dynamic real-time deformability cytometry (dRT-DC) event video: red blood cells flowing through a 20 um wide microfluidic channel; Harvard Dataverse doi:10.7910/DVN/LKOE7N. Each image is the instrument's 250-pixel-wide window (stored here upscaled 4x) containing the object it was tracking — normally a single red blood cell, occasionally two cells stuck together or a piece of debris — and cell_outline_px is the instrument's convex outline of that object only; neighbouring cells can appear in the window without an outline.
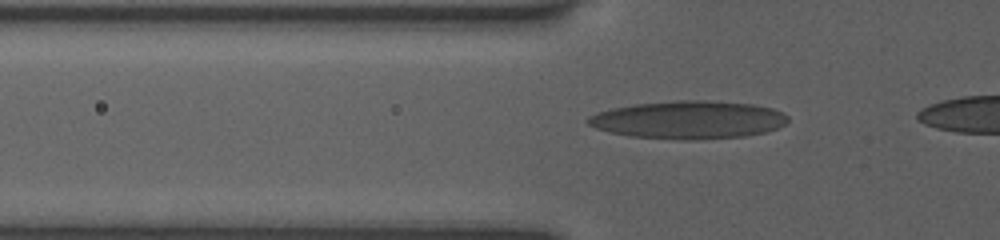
{"species": "human", "species_latin": "Homo sapiens", "temperature_condition": "room temperature", "stored_images_in_passage": 6, "camera_frame_rate_fps": 3000, "um_per_image_px": 0.085, "donor": {"sex": "female"}, "frame": {"image": 1, "passage_image": 3, "time_ms": 0.667, "image_size_px": [1000, 240], "cell_outline_px": [[788, 120], [784, 124], [776, 128], [764, 132], [744, 136], [692, 140], [684, 140], [632, 136], [612, 132], [596, 128], [588, 124], [584, 120], [588, 116], [612, 108], [636, 104], [680, 100], [700, 100], [752, 104], [772, 108], [788, 116]], "centroid_in_image_um": [58.51, 10.18], "position_along_channel_um": 67.3, "area_um2": 43.75}}